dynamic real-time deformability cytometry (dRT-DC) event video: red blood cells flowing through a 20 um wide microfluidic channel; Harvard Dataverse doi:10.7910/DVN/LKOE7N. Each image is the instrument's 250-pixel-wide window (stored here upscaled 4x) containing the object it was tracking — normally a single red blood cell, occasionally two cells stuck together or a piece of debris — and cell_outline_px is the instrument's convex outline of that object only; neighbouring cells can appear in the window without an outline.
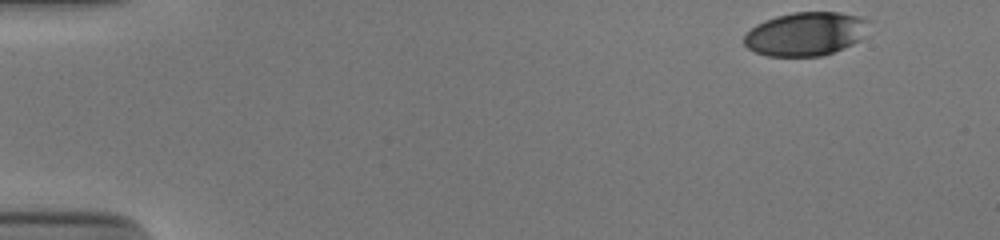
{"species": "human", "species_latin": "Homo sapiens", "temperature_condition": "cold", "stored_images_in_passage": 42, "camera_frame_rate_fps": 3000, "um_per_image_px": 0.085, "donor": {"sex": "male"}, "frame": {"image": 1, "passage_image": 1, "time_ms": 0.0, "image_size_px": [1000, 240], "cell_outline_px": [[872, 20], [860, 40], [852, 44], [824, 56], [768, 56], [756, 52], [748, 48], [744, 44], [744, 36], [756, 24], [764, 20], [776, 16], [792, 12], [840, 12], [860, 16]], "centroid_in_image_um": [68.51, 2.87], "position_along_channel_um": 16.5, "area_um2": 31.91}}
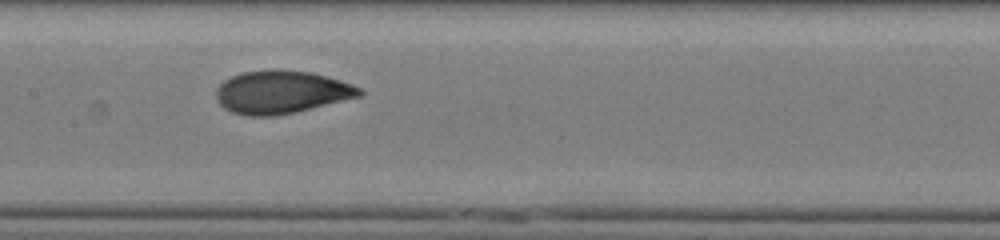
{"frame": {"image": 2, "passage_image": 24, "time_ms": 7.667, "image_size_px": [1000, 240], "cell_outline_px": [[364, 92], [360, 96], [296, 112], [276, 116], [248, 116], [232, 112], [224, 108], [216, 100], [216, 88], [224, 80], [240, 72], [308, 72], [328, 76], [352, 84], [360, 88]], "centroid_in_image_um": [23.9, 7.87], "position_along_channel_um": 183.5, "area_um2": 35.14}}
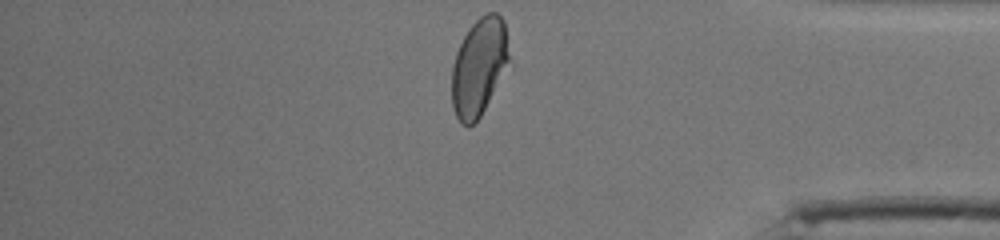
{"frame": {"image": 3, "passage_image": 42, "time_ms": 13.667, "image_size_px": [1000, 240], "cell_outline_px": [[508, 60], [480, 116], [468, 128], [460, 124], [452, 108], [452, 68], [456, 52], [468, 28], [480, 16], [488, 12], [496, 12], [504, 20], [508, 52]], "centroid_in_image_um": [40.66, 5.67], "position_along_channel_um": 394.5, "area_um2": 31.79}, "authors_computed_cell_mechanics": {"area_um2": 34.8245, "velocity_mm_per_s": 3.8685, "shape_relaxation_time_tau1_ms": 4.5965, "shape_relaxation_time_tau2_ms": 1.0765, "deformation_change_tau1": 0.1802, "deformation_change_tau2": 0.0601}}